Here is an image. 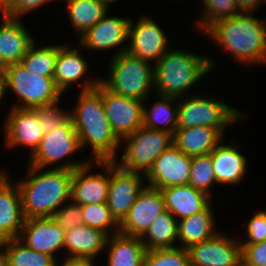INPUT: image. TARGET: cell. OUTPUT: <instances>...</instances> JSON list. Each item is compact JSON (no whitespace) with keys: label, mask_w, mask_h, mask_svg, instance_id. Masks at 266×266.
Here are the masks:
<instances>
[{"label":"cell","mask_w":266,"mask_h":266,"mask_svg":"<svg viewBox=\"0 0 266 266\" xmlns=\"http://www.w3.org/2000/svg\"><path fill=\"white\" fill-rule=\"evenodd\" d=\"M66 6L70 24L80 37L109 13L102 0H66Z\"/></svg>","instance_id":"f1b7e54d"},{"label":"cell","mask_w":266,"mask_h":266,"mask_svg":"<svg viewBox=\"0 0 266 266\" xmlns=\"http://www.w3.org/2000/svg\"><path fill=\"white\" fill-rule=\"evenodd\" d=\"M5 93H6L5 77L2 70L0 69V102H2L1 101L2 98L5 97Z\"/></svg>","instance_id":"7dc6e473"},{"label":"cell","mask_w":266,"mask_h":266,"mask_svg":"<svg viewBox=\"0 0 266 266\" xmlns=\"http://www.w3.org/2000/svg\"><path fill=\"white\" fill-rule=\"evenodd\" d=\"M79 136L71 118L54 131L47 133L40 141L38 148L29 156L28 165L39 168H50L55 163L69 158L80 151ZM50 166V167H49Z\"/></svg>","instance_id":"30bf717a"},{"label":"cell","mask_w":266,"mask_h":266,"mask_svg":"<svg viewBox=\"0 0 266 266\" xmlns=\"http://www.w3.org/2000/svg\"><path fill=\"white\" fill-rule=\"evenodd\" d=\"M191 162V156L185 155L172 144L155 160L145 174L147 181L145 184L159 190L165 187L188 185Z\"/></svg>","instance_id":"2e32d148"},{"label":"cell","mask_w":266,"mask_h":266,"mask_svg":"<svg viewBox=\"0 0 266 266\" xmlns=\"http://www.w3.org/2000/svg\"><path fill=\"white\" fill-rule=\"evenodd\" d=\"M36 45L34 41L20 63L31 73L34 72V74L43 77H53L58 56V45Z\"/></svg>","instance_id":"1f68e13d"},{"label":"cell","mask_w":266,"mask_h":266,"mask_svg":"<svg viewBox=\"0 0 266 266\" xmlns=\"http://www.w3.org/2000/svg\"><path fill=\"white\" fill-rule=\"evenodd\" d=\"M224 138L217 128L195 126L176 129L173 142L185 155L193 157L210 154Z\"/></svg>","instance_id":"484cf974"},{"label":"cell","mask_w":266,"mask_h":266,"mask_svg":"<svg viewBox=\"0 0 266 266\" xmlns=\"http://www.w3.org/2000/svg\"><path fill=\"white\" fill-rule=\"evenodd\" d=\"M96 164V165H95ZM90 161L73 170L71 200L80 206L107 203L110 182V161ZM101 167L105 173H92V167Z\"/></svg>","instance_id":"9a60e30c"},{"label":"cell","mask_w":266,"mask_h":266,"mask_svg":"<svg viewBox=\"0 0 266 266\" xmlns=\"http://www.w3.org/2000/svg\"><path fill=\"white\" fill-rule=\"evenodd\" d=\"M18 239L32 250L56 259V253L64 249L65 230L53 217L27 218Z\"/></svg>","instance_id":"d6986e66"},{"label":"cell","mask_w":266,"mask_h":266,"mask_svg":"<svg viewBox=\"0 0 266 266\" xmlns=\"http://www.w3.org/2000/svg\"><path fill=\"white\" fill-rule=\"evenodd\" d=\"M81 211L83 224L88 227L99 229L108 236L119 233V223L112 216L107 203L82 205Z\"/></svg>","instance_id":"e575fe53"},{"label":"cell","mask_w":266,"mask_h":266,"mask_svg":"<svg viewBox=\"0 0 266 266\" xmlns=\"http://www.w3.org/2000/svg\"><path fill=\"white\" fill-rule=\"evenodd\" d=\"M202 17L195 23L204 33L216 22L240 14L236 0H201Z\"/></svg>","instance_id":"836d02e7"},{"label":"cell","mask_w":266,"mask_h":266,"mask_svg":"<svg viewBox=\"0 0 266 266\" xmlns=\"http://www.w3.org/2000/svg\"><path fill=\"white\" fill-rule=\"evenodd\" d=\"M242 266H266V240L241 244Z\"/></svg>","instance_id":"60d3db41"},{"label":"cell","mask_w":266,"mask_h":266,"mask_svg":"<svg viewBox=\"0 0 266 266\" xmlns=\"http://www.w3.org/2000/svg\"><path fill=\"white\" fill-rule=\"evenodd\" d=\"M9 176L0 171V240L4 241L18 238L25 221L20 189Z\"/></svg>","instance_id":"ffe728a7"},{"label":"cell","mask_w":266,"mask_h":266,"mask_svg":"<svg viewBox=\"0 0 266 266\" xmlns=\"http://www.w3.org/2000/svg\"><path fill=\"white\" fill-rule=\"evenodd\" d=\"M146 250L173 248L178 245V220L165 210L140 237Z\"/></svg>","instance_id":"f546056e"},{"label":"cell","mask_w":266,"mask_h":266,"mask_svg":"<svg viewBox=\"0 0 266 266\" xmlns=\"http://www.w3.org/2000/svg\"><path fill=\"white\" fill-rule=\"evenodd\" d=\"M105 251L106 266H144L146 249L140 237L113 234L107 239Z\"/></svg>","instance_id":"83f0119b"},{"label":"cell","mask_w":266,"mask_h":266,"mask_svg":"<svg viewBox=\"0 0 266 266\" xmlns=\"http://www.w3.org/2000/svg\"><path fill=\"white\" fill-rule=\"evenodd\" d=\"M145 174L128 171L110 161V182L107 206L112 216L120 223L135 203L144 184Z\"/></svg>","instance_id":"7c38bea8"},{"label":"cell","mask_w":266,"mask_h":266,"mask_svg":"<svg viewBox=\"0 0 266 266\" xmlns=\"http://www.w3.org/2000/svg\"><path fill=\"white\" fill-rule=\"evenodd\" d=\"M69 44L58 45V56L53 78L57 88L64 94L70 85L79 83L89 71V63L80 49L69 47Z\"/></svg>","instance_id":"d4e9b609"},{"label":"cell","mask_w":266,"mask_h":266,"mask_svg":"<svg viewBox=\"0 0 266 266\" xmlns=\"http://www.w3.org/2000/svg\"><path fill=\"white\" fill-rule=\"evenodd\" d=\"M0 266H8V257L5 251L4 240H0Z\"/></svg>","instance_id":"bcb514c9"},{"label":"cell","mask_w":266,"mask_h":266,"mask_svg":"<svg viewBox=\"0 0 266 266\" xmlns=\"http://www.w3.org/2000/svg\"><path fill=\"white\" fill-rule=\"evenodd\" d=\"M136 22L130 19L126 52L144 61L156 63L170 49L168 36L152 17L142 15Z\"/></svg>","instance_id":"9c48e42d"},{"label":"cell","mask_w":266,"mask_h":266,"mask_svg":"<svg viewBox=\"0 0 266 266\" xmlns=\"http://www.w3.org/2000/svg\"><path fill=\"white\" fill-rule=\"evenodd\" d=\"M1 70L5 77L6 91L11 90L18 99L11 107L36 109L61 100L63 93L57 88L53 77L31 73L21 63L7 65Z\"/></svg>","instance_id":"8992f818"},{"label":"cell","mask_w":266,"mask_h":266,"mask_svg":"<svg viewBox=\"0 0 266 266\" xmlns=\"http://www.w3.org/2000/svg\"><path fill=\"white\" fill-rule=\"evenodd\" d=\"M173 134L170 132L153 130L142 126L133 134L126 136L120 141L124 145L121 159L116 162L121 168L146 174L153 166L155 160L173 142Z\"/></svg>","instance_id":"ba28073f"},{"label":"cell","mask_w":266,"mask_h":266,"mask_svg":"<svg viewBox=\"0 0 266 266\" xmlns=\"http://www.w3.org/2000/svg\"><path fill=\"white\" fill-rule=\"evenodd\" d=\"M86 79V80H85ZM76 105L70 110V118L79 136L81 148L89 146L92 161H115L120 140L113 133L105 115L100 78L85 76Z\"/></svg>","instance_id":"7a4b0ae2"},{"label":"cell","mask_w":266,"mask_h":266,"mask_svg":"<svg viewBox=\"0 0 266 266\" xmlns=\"http://www.w3.org/2000/svg\"><path fill=\"white\" fill-rule=\"evenodd\" d=\"M107 13L95 26L88 29L79 38V47L87 50H111L120 47L113 56L124 53L128 44V27L130 19L119 16H108ZM126 43V45H124ZM124 45V46H123Z\"/></svg>","instance_id":"ac0fdd59"},{"label":"cell","mask_w":266,"mask_h":266,"mask_svg":"<svg viewBox=\"0 0 266 266\" xmlns=\"http://www.w3.org/2000/svg\"><path fill=\"white\" fill-rule=\"evenodd\" d=\"M264 2L266 3V0H236L237 7L242 13H255Z\"/></svg>","instance_id":"7bdbcfd3"},{"label":"cell","mask_w":266,"mask_h":266,"mask_svg":"<svg viewBox=\"0 0 266 266\" xmlns=\"http://www.w3.org/2000/svg\"><path fill=\"white\" fill-rule=\"evenodd\" d=\"M166 210L164 198L157 188L146 185L138 194L135 203L119 223V233L141 237L154 219Z\"/></svg>","instance_id":"e0dca14e"},{"label":"cell","mask_w":266,"mask_h":266,"mask_svg":"<svg viewBox=\"0 0 266 266\" xmlns=\"http://www.w3.org/2000/svg\"><path fill=\"white\" fill-rule=\"evenodd\" d=\"M160 191L166 210L178 221L203 211L212 202V197L189 184L165 187Z\"/></svg>","instance_id":"603a6c76"},{"label":"cell","mask_w":266,"mask_h":266,"mask_svg":"<svg viewBox=\"0 0 266 266\" xmlns=\"http://www.w3.org/2000/svg\"><path fill=\"white\" fill-rule=\"evenodd\" d=\"M94 260V258L65 257L62 264L59 265L60 262H57L56 266H95Z\"/></svg>","instance_id":"ee69618b"},{"label":"cell","mask_w":266,"mask_h":266,"mask_svg":"<svg viewBox=\"0 0 266 266\" xmlns=\"http://www.w3.org/2000/svg\"><path fill=\"white\" fill-rule=\"evenodd\" d=\"M90 161L91 158L83 161L68 159L49 170L28 165L27 176L16 181L25 219L53 217L65 202L71 200L73 170Z\"/></svg>","instance_id":"6da1fadb"},{"label":"cell","mask_w":266,"mask_h":266,"mask_svg":"<svg viewBox=\"0 0 266 266\" xmlns=\"http://www.w3.org/2000/svg\"><path fill=\"white\" fill-rule=\"evenodd\" d=\"M157 101L147 108L143 107V126L153 130L170 132L177 129L178 99L155 95Z\"/></svg>","instance_id":"4dcf8cb0"},{"label":"cell","mask_w":266,"mask_h":266,"mask_svg":"<svg viewBox=\"0 0 266 266\" xmlns=\"http://www.w3.org/2000/svg\"><path fill=\"white\" fill-rule=\"evenodd\" d=\"M246 240L241 244H254L266 240V211L260 210L248 221L246 227Z\"/></svg>","instance_id":"ab89813d"},{"label":"cell","mask_w":266,"mask_h":266,"mask_svg":"<svg viewBox=\"0 0 266 266\" xmlns=\"http://www.w3.org/2000/svg\"><path fill=\"white\" fill-rule=\"evenodd\" d=\"M190 171L189 185L211 197L212 185L217 184L211 154L193 156Z\"/></svg>","instance_id":"d590c367"},{"label":"cell","mask_w":266,"mask_h":266,"mask_svg":"<svg viewBox=\"0 0 266 266\" xmlns=\"http://www.w3.org/2000/svg\"><path fill=\"white\" fill-rule=\"evenodd\" d=\"M102 1H104L110 7V4H112L118 0H102Z\"/></svg>","instance_id":"c3c4849f"},{"label":"cell","mask_w":266,"mask_h":266,"mask_svg":"<svg viewBox=\"0 0 266 266\" xmlns=\"http://www.w3.org/2000/svg\"><path fill=\"white\" fill-rule=\"evenodd\" d=\"M240 13L213 24L205 33L243 65L266 64V19Z\"/></svg>","instance_id":"3957f363"},{"label":"cell","mask_w":266,"mask_h":266,"mask_svg":"<svg viewBox=\"0 0 266 266\" xmlns=\"http://www.w3.org/2000/svg\"><path fill=\"white\" fill-rule=\"evenodd\" d=\"M210 203L203 211L178 221L179 247H188L213 238L218 232L215 228L213 205ZM217 229V231H216Z\"/></svg>","instance_id":"4316f807"},{"label":"cell","mask_w":266,"mask_h":266,"mask_svg":"<svg viewBox=\"0 0 266 266\" xmlns=\"http://www.w3.org/2000/svg\"><path fill=\"white\" fill-rule=\"evenodd\" d=\"M144 266H190L187 249L179 246L146 250Z\"/></svg>","instance_id":"8d00e7d4"},{"label":"cell","mask_w":266,"mask_h":266,"mask_svg":"<svg viewBox=\"0 0 266 266\" xmlns=\"http://www.w3.org/2000/svg\"><path fill=\"white\" fill-rule=\"evenodd\" d=\"M58 105L59 101L36 108L40 118V124H42L43 127L44 135L54 131L70 118V111H66V109L64 111L63 109H60L61 107Z\"/></svg>","instance_id":"74e56055"},{"label":"cell","mask_w":266,"mask_h":266,"mask_svg":"<svg viewBox=\"0 0 266 266\" xmlns=\"http://www.w3.org/2000/svg\"><path fill=\"white\" fill-rule=\"evenodd\" d=\"M53 218L65 231L83 224L81 206L72 200L63 204L54 214Z\"/></svg>","instance_id":"f35d334b"},{"label":"cell","mask_w":266,"mask_h":266,"mask_svg":"<svg viewBox=\"0 0 266 266\" xmlns=\"http://www.w3.org/2000/svg\"><path fill=\"white\" fill-rule=\"evenodd\" d=\"M102 99L105 115L120 141L143 126V107L147 100L117 95L103 84Z\"/></svg>","instance_id":"8fae6325"},{"label":"cell","mask_w":266,"mask_h":266,"mask_svg":"<svg viewBox=\"0 0 266 266\" xmlns=\"http://www.w3.org/2000/svg\"><path fill=\"white\" fill-rule=\"evenodd\" d=\"M35 41L20 18L11 17L0 24V69L20 63Z\"/></svg>","instance_id":"7402d4cb"},{"label":"cell","mask_w":266,"mask_h":266,"mask_svg":"<svg viewBox=\"0 0 266 266\" xmlns=\"http://www.w3.org/2000/svg\"><path fill=\"white\" fill-rule=\"evenodd\" d=\"M108 235L85 224L65 231L64 249L68 251L66 257L94 258L100 256L106 248Z\"/></svg>","instance_id":"cb8c5ba5"},{"label":"cell","mask_w":266,"mask_h":266,"mask_svg":"<svg viewBox=\"0 0 266 266\" xmlns=\"http://www.w3.org/2000/svg\"><path fill=\"white\" fill-rule=\"evenodd\" d=\"M215 65L211 56L172 47L154 64L155 95L186 97L190 88L215 69Z\"/></svg>","instance_id":"277c9868"},{"label":"cell","mask_w":266,"mask_h":266,"mask_svg":"<svg viewBox=\"0 0 266 266\" xmlns=\"http://www.w3.org/2000/svg\"><path fill=\"white\" fill-rule=\"evenodd\" d=\"M10 15L14 18L24 17L27 13L42 7L53 0H7ZM25 14V15H24Z\"/></svg>","instance_id":"b9f144b4"},{"label":"cell","mask_w":266,"mask_h":266,"mask_svg":"<svg viewBox=\"0 0 266 266\" xmlns=\"http://www.w3.org/2000/svg\"><path fill=\"white\" fill-rule=\"evenodd\" d=\"M242 115L241 111L216 97L187 95L178 99L177 129L209 126L217 128L224 135L225 127L236 124Z\"/></svg>","instance_id":"52a82bcc"},{"label":"cell","mask_w":266,"mask_h":266,"mask_svg":"<svg viewBox=\"0 0 266 266\" xmlns=\"http://www.w3.org/2000/svg\"><path fill=\"white\" fill-rule=\"evenodd\" d=\"M190 266H242L240 239L218 232L187 248Z\"/></svg>","instance_id":"4fadbf2b"},{"label":"cell","mask_w":266,"mask_h":266,"mask_svg":"<svg viewBox=\"0 0 266 266\" xmlns=\"http://www.w3.org/2000/svg\"><path fill=\"white\" fill-rule=\"evenodd\" d=\"M0 13H1V18H2V23H5L8 21L12 16L10 15V10L8 6V1L7 0H0Z\"/></svg>","instance_id":"f6af8a7d"},{"label":"cell","mask_w":266,"mask_h":266,"mask_svg":"<svg viewBox=\"0 0 266 266\" xmlns=\"http://www.w3.org/2000/svg\"><path fill=\"white\" fill-rule=\"evenodd\" d=\"M222 142L210 152L216 182L218 185L241 184L247 172V158L234 140L230 141L231 145H223Z\"/></svg>","instance_id":"44dd1931"},{"label":"cell","mask_w":266,"mask_h":266,"mask_svg":"<svg viewBox=\"0 0 266 266\" xmlns=\"http://www.w3.org/2000/svg\"><path fill=\"white\" fill-rule=\"evenodd\" d=\"M3 123L6 148L27 147L31 156L44 136L37 110L11 107Z\"/></svg>","instance_id":"5bb4252c"},{"label":"cell","mask_w":266,"mask_h":266,"mask_svg":"<svg viewBox=\"0 0 266 266\" xmlns=\"http://www.w3.org/2000/svg\"><path fill=\"white\" fill-rule=\"evenodd\" d=\"M8 266H56L58 259L27 247L18 238L5 240Z\"/></svg>","instance_id":"d6a6232c"},{"label":"cell","mask_w":266,"mask_h":266,"mask_svg":"<svg viewBox=\"0 0 266 266\" xmlns=\"http://www.w3.org/2000/svg\"><path fill=\"white\" fill-rule=\"evenodd\" d=\"M110 60L107 78L101 77L100 82L117 95L147 100L154 90L153 63L127 52L112 56Z\"/></svg>","instance_id":"5b68a950"}]
</instances>
